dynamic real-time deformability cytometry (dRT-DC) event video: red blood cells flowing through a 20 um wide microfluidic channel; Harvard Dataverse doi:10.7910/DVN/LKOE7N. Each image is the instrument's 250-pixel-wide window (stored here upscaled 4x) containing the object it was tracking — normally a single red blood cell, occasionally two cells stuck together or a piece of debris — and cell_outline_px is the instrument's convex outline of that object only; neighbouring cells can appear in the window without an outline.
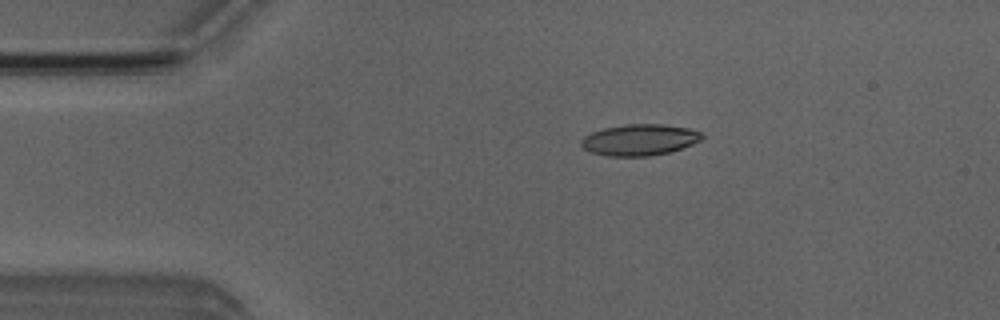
{"species": "Egyptian fruit bat (a non-hibernating species)", "species_latin": "Rousettus aegyptiacus", "temperature_condition": "room temperature", "stored_images_in_passage": 4, "camera_frame_rate_fps": 3000, "um_per_image_px": 0.085, "animal": {"sex": "male"}, "frame": {"image": 1, "passage_image": 2, "time_ms": 2.0, "image_size_px": [1000, 320], "cell_outline_px": [[704, 136], [700, 140], [692, 144], [672, 152], [648, 156], [608, 156], [588, 152], [580, 144], [580, 140], [584, 136], [592, 132], [604, 128], [624, 124], [664, 124], [688, 128], [700, 132]], "centroid_in_image_um": [54.34, 11.89], "position_along_channel_um": 30.7, "area_um2": 22.14}}